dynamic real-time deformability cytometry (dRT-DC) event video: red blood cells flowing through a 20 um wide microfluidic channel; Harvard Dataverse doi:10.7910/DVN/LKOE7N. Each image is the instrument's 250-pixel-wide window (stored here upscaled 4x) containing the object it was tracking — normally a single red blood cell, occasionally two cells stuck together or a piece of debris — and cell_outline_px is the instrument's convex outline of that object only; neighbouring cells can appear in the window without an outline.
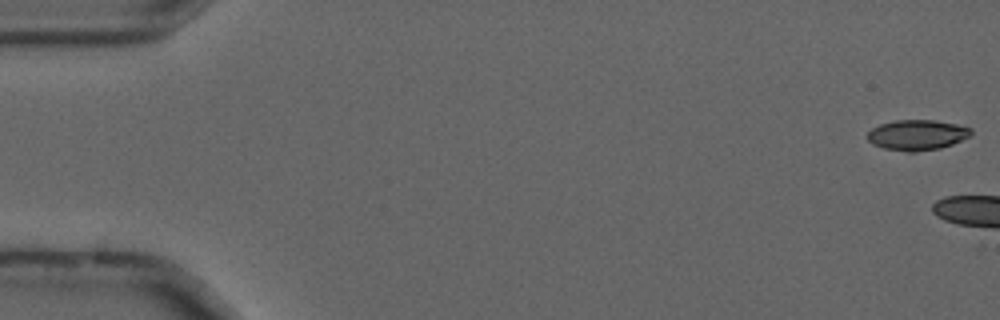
{"species": "common noctule bat (a hibernating species)", "species_latin": "Nyctalus noctula", "temperature_condition": "cold", "stored_images_in_passage": 7, "camera_frame_rate_fps": 3000, "um_per_image_px": 0.085, "animal": {"sex": "male", "forearm_length_mm": 52.5}, "frame": {"image": 1, "passage_image": 1, "time_ms": 0.0, "image_size_px": [1000, 320], "cell_outline_px": [[972, 136], [952, 144], [940, 148], [916, 152], [908, 152], [884, 148], [872, 144], [868, 140], [868, 132], [872, 128], [880, 124], [896, 120], [936, 120], [956, 124], [972, 128]], "centroid_in_image_um": [77.98, 11.47], "position_along_channel_um": 7.0, "area_um2": 18.44}}